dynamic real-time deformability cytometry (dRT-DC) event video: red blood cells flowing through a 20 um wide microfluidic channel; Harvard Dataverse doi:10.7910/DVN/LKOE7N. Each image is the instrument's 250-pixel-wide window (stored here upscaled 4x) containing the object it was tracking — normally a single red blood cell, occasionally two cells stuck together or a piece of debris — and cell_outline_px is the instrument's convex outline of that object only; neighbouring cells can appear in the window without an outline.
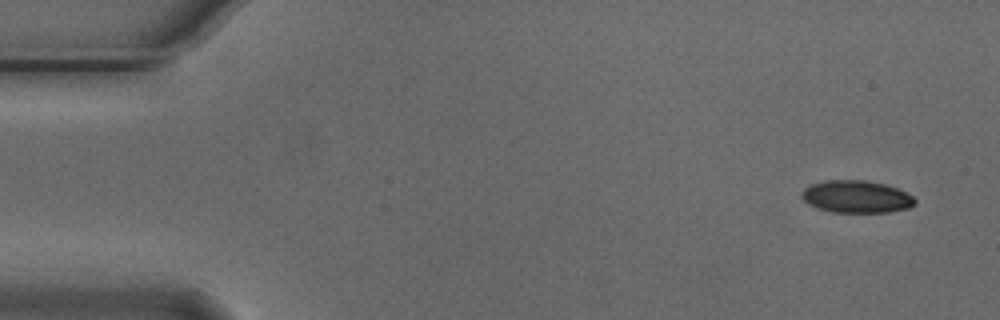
{"species": "Egyptian fruit bat (a non-hibernating species)", "species_latin": "Rousettus aegyptiacus", "temperature_condition": "cold", "stored_images_in_passage": 4, "camera_frame_rate_fps": 3000, "um_per_image_px": 0.085, "animal": {"sex": "male"}, "frame": {"image": 1, "passage_image": 1, "time_ms": 0.0, "image_size_px": [1000, 320], "cell_outline_px": [[916, 204], [908, 208], [888, 212], [832, 212], [808, 204], [800, 196], [800, 192], [804, 188], [812, 184], [828, 180], [864, 180], [884, 184], [896, 188], [912, 196], [916, 200]], "centroid_in_image_um": [72.78, 16.72], "position_along_channel_um": 12.2, "area_um2": 21.21}}
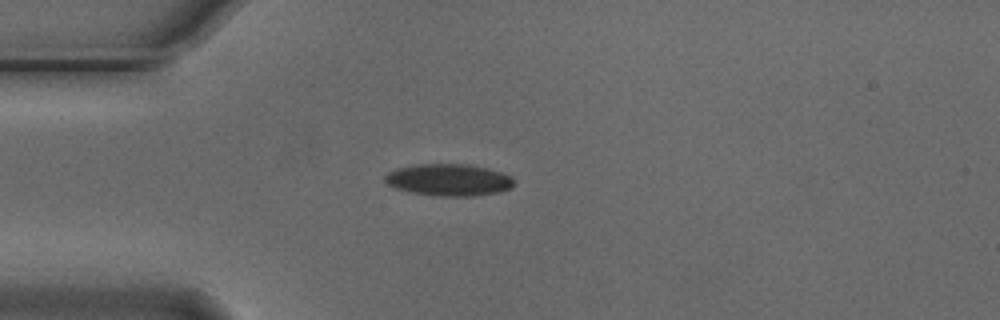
{"frame": {"image": 2, "passage_image": 4, "time_ms": 1.0, "image_size_px": [1000, 320], "cell_outline_px": [[512, 188], [496, 192], [472, 196], [440, 196], [408, 192], [396, 188], [388, 184], [384, 180], [384, 176], [388, 172], [396, 168], [416, 164], [468, 164], [488, 168], [512, 176]], "centroid_in_image_um": [38.11, 15.28], "position_along_channel_um": 46.9, "area_um2": 23.99}}